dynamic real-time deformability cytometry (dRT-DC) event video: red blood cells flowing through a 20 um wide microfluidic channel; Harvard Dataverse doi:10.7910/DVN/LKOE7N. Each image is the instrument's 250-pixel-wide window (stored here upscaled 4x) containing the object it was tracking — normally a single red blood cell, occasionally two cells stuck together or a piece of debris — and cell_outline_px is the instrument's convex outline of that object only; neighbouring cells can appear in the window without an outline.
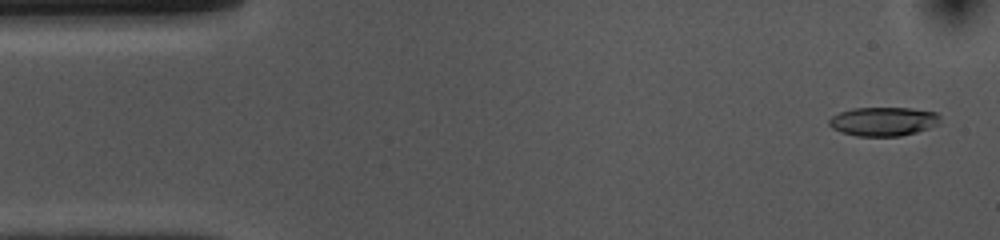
{"species": "common noctule bat (a hibernating species)", "species_latin": "Nyctalus noctula", "temperature_condition": "cold", "stored_images_in_passage": 52, "camera_frame_rate_fps": 3000, "um_per_image_px": 0.085, "animal": {"sex": "female", "body_mass_g": 10.0, "forearm_length_mm": 53.1}, "frame": {"image": 1, "passage_image": 2, "time_ms": 0.333, "image_size_px": [1000, 240], "cell_outline_px": [[940, 124], [916, 132], [900, 136], [856, 136], [840, 132], [832, 128], [828, 124], [828, 120], [832, 116], [840, 112], [852, 108], [912, 108], [936, 112], [940, 116]], "centroid_in_image_um": [75.08, 10.32], "position_along_channel_um": 9.9, "area_um2": 18.84}}
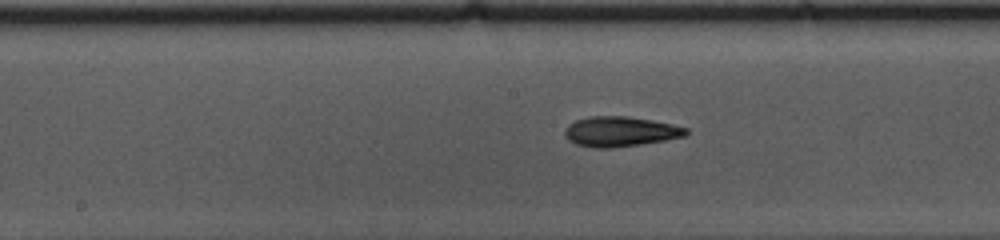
{"frame": {"image": 2, "passage_image": 25, "time_ms": 8.0, "image_size_px": [1000, 240], "cell_outline_px": [[688, 132], [684, 136], [664, 140], [640, 144], [612, 148], [592, 148], [576, 144], [568, 140], [564, 136], [564, 128], [568, 124], [576, 120], [588, 116], [628, 116], [652, 120], [672, 124], [688, 128]], "centroid_in_image_um": [52.67, 11.18], "position_along_channel_um": 195.5, "area_um2": 21.33}}
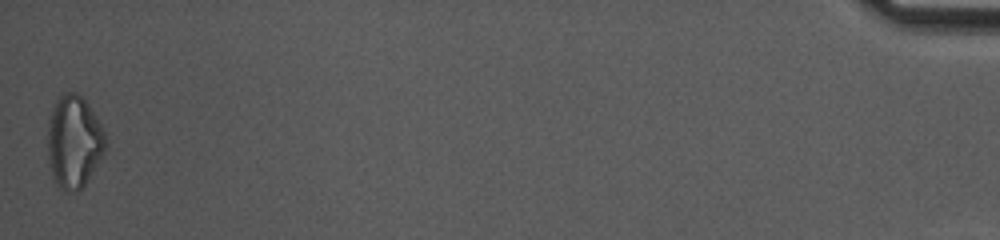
{"frame": {"image": 3, "passage_image": 52, "time_ms": 17.0, "image_size_px": [1000, 240], "cell_outline_px": [[108, 144], [104, 152], [92, 172], [84, 184], [76, 192], [68, 192], [60, 188], [56, 184], [52, 176], [48, 160], [48, 116], [56, 96], [64, 92], [76, 92], [88, 104], [96, 116], [104, 132]], "centroid_in_image_um": [6.26, 12.01], "position_along_channel_um": 428.9, "area_um2": 31.44}, "authors_computed_cell_mechanics": {"area_um2": 20.4323, "velocity_mm_per_s": 3.7338, "shape_relaxation_time_tau1_ms": 5.7831, "shape_relaxation_time_tau2_ms": 5.6833, "deformation_change_tau1": 0.1856, "deformation_change_tau2": 0.1407}}